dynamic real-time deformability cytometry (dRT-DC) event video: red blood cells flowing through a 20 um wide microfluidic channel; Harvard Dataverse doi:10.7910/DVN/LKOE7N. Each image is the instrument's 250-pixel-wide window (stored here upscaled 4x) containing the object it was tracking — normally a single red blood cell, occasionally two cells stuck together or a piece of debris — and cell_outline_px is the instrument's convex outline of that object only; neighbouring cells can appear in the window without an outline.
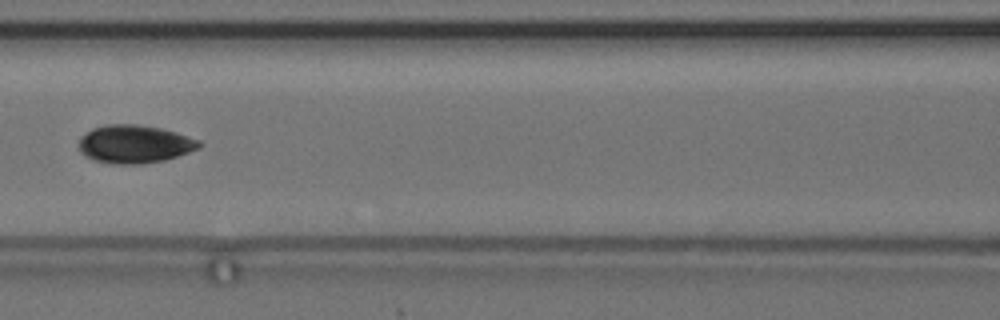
{"species": "common noctule bat (a hibernating species)", "species_latin": "Nyctalus noctula", "temperature_condition": "cold", "stored_images_in_passage": 7, "camera_frame_rate_fps": 3000, "um_per_image_px": 0.085, "animal": {"sex": "female", "body_mass_g": 24.6, "forearm_length_mm": 56.2}, "frame": {"image": 1, "passage_image": 7, "time_ms": 7.667, "image_size_px": [1000, 320], "cell_outline_px": [[204, 144], [200, 148], [164, 160], [140, 164], [112, 164], [92, 160], [84, 156], [80, 152], [80, 136], [92, 128], [104, 124], [136, 124], [160, 128], [176, 132], [200, 140]], "centroid_in_image_um": [11.42, 12.24], "position_along_channel_um": 155.2, "area_um2": 26.93}}